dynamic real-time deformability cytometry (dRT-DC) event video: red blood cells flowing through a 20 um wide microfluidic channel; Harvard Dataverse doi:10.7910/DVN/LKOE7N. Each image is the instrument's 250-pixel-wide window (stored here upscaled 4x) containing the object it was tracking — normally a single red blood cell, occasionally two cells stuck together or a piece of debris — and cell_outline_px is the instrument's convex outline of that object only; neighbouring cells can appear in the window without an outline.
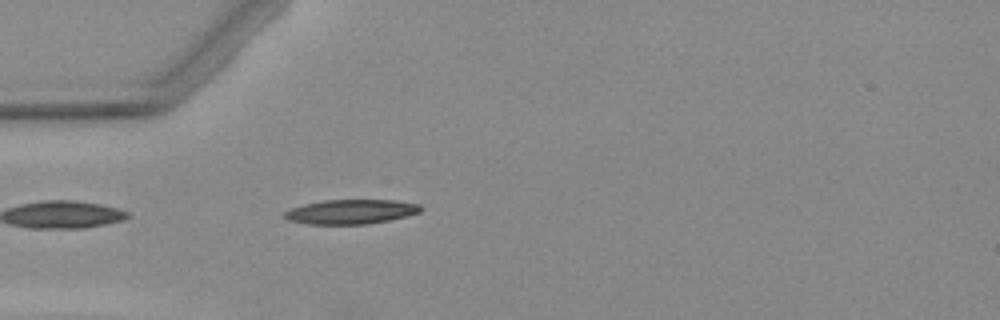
{"species": "Egyptian fruit bat (a non-hibernating species)", "species_latin": "Rousettus aegyptiacus", "temperature_condition": "warm", "stored_images_in_passage": 1, "camera_frame_rate_fps": 3000, "um_per_image_px": 0.085, "animal": {"sex": "female"}, "frame": {"image": 1, "passage_image": 1, "time_ms": 0.0, "image_size_px": [1000, 320], "cell_outline_px": [[424, 208], [420, 212], [408, 216], [368, 224], [308, 224], [288, 220], [284, 216], [284, 212], [292, 208], [304, 204], [324, 200], [392, 200], [420, 204]], "centroid_in_image_um": [29.86, 17.99], "position_along_channel_um": 55.1, "area_um2": 19.42}}